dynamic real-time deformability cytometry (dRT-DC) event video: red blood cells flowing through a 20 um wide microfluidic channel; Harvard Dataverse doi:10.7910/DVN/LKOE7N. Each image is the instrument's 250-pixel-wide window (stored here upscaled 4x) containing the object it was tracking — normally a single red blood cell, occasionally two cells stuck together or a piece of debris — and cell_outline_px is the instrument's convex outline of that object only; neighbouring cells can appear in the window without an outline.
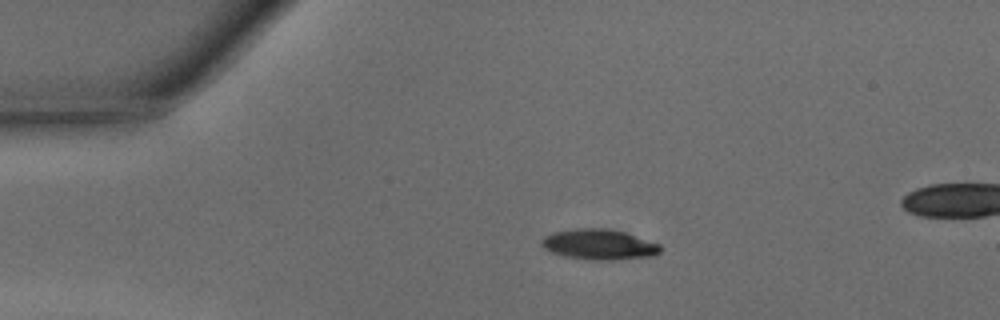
{"species": "common noctule bat (a hibernating species)", "species_latin": "Nyctalus noctula", "temperature_condition": "warm", "stored_images_in_passage": 34, "camera_frame_rate_fps": 3000, "um_per_image_px": 0.085, "animal": {"sex": "male", "body_mass_g": 15.6}, "frame": {"image": 1, "passage_image": 1, "time_ms": 0.0, "image_size_px": [1000, 320], "cell_outline_px": [[660, 252], [656, 256], [612, 260], [596, 260], [564, 256], [552, 252], [544, 248], [540, 244], [540, 240], [544, 236], [552, 232], [576, 228], [608, 228], [624, 232], [660, 244]], "centroid_in_image_um": [50.91, 20.77], "position_along_channel_um": 34.1, "area_um2": 21.15}}
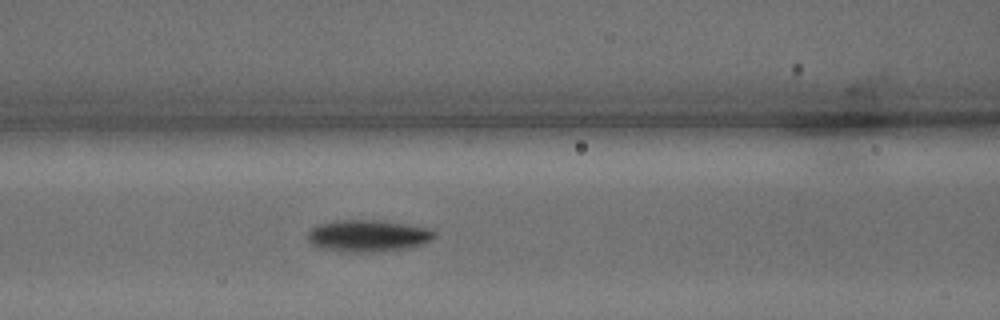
{"frame": {"image": 2, "passage_image": 11, "time_ms": 3.333, "image_size_px": [1000, 320], "cell_outline_px": [[436, 236], [432, 240], [420, 244], [404, 248], [376, 252], [348, 252], [316, 248], [308, 240], [308, 232], [316, 224], [332, 220], [384, 220], [432, 228], [436, 232]], "centroid_in_image_um": [31.26, 20.03], "position_along_channel_um": 135.3, "area_um2": 23.93}}
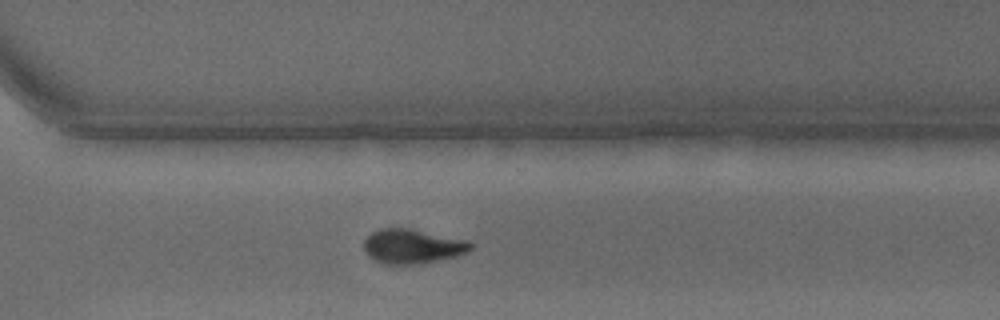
{"frame": {"image": 3, "passage_image": 25, "time_ms": 8.0, "image_size_px": [1000, 320], "cell_outline_px": [[472, 248], [468, 252], [456, 256], [420, 264], [384, 264], [368, 256], [364, 252], [364, 240], [372, 232], [380, 228], [408, 228], [468, 240], [472, 244]], "centroid_in_image_um": [35.05, 20.94], "position_along_channel_um": 335.6, "area_um2": 21.44}, "authors_computed_cell_mechanics": {"area_um2": 22.4842, "velocity_mm_per_s": 4.3012, "shape_relaxation_time_tau1_ms": 2.1501, "shape_relaxation_time_tau2_ms": 1.7522, "deformation_change_tau1": 0.1563, "deformation_change_tau2": 0.075}}